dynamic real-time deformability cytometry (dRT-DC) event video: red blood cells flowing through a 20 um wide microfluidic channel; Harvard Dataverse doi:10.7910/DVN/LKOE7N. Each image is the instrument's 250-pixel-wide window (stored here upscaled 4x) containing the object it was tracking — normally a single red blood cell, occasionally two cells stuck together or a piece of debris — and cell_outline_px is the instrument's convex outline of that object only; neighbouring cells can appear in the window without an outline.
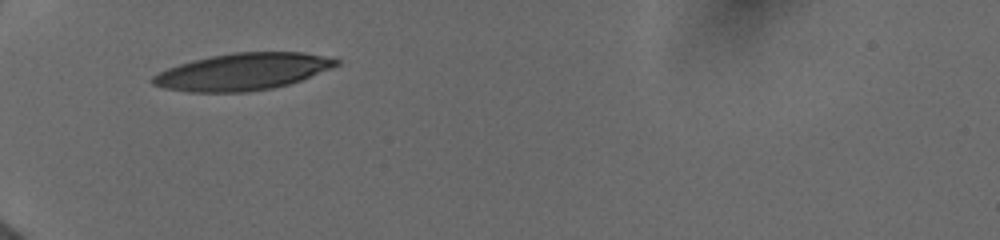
{"species": "human", "species_latin": "Homo sapiens", "temperature_condition": "cold", "stored_images_in_passage": 61, "camera_frame_rate_fps": 3000, "um_per_image_px": 0.085, "donor": {"sex": "female"}, "frame": {"image": 1, "passage_image": 1, "time_ms": 0.0, "image_size_px": [1000, 240], "cell_outline_px": [[340, 64], [332, 68], [300, 80], [288, 84], [272, 88], [248, 92], [188, 92], [164, 88], [152, 84], [148, 80], [152, 76], [168, 68], [192, 60], [232, 52], [304, 52], [340, 60]], "centroid_in_image_um": [20.6, 6.1], "position_along_channel_um": 64.4, "area_um2": 39.42}}
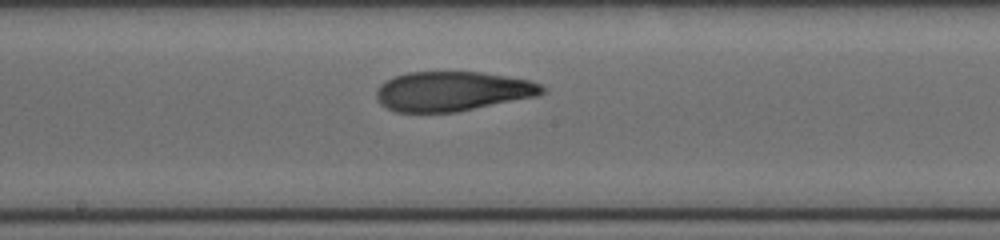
{"frame": {"image": 2, "passage_image": 22, "time_ms": 4.0, "image_size_px": [1000, 240], "cell_outline_px": [[548, 92], [536, 96], [456, 112], [396, 112], [380, 104], [376, 100], [376, 88], [380, 84], [396, 76], [408, 72], [480, 72], [532, 80], [548, 88]], "centroid_in_image_um": [38.48, 7.76], "position_along_channel_um": 209.7, "area_um2": 38.38}}
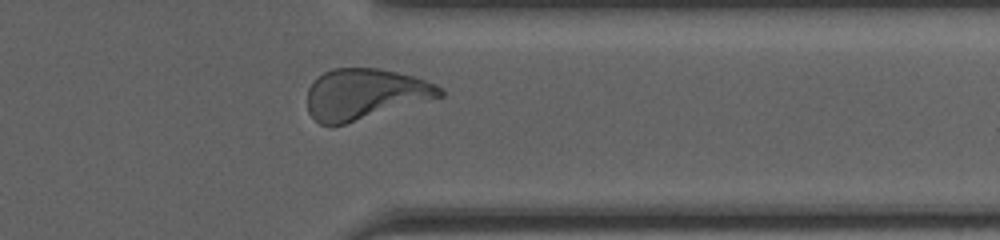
{"frame": {"image": 3, "passage_image": 51, "time_ms": 8.333, "image_size_px": [1000, 240], "cell_outline_px": [[444, 96], [344, 124], [320, 124], [308, 112], [308, 88], [324, 72], [332, 68], [376, 68], [416, 76], [436, 84], [444, 92]], "centroid_in_image_um": [31.04, 7.98], "position_along_channel_um": 380.4, "area_um2": 38.84}, "authors_computed_cell_mechanics": {"area_um2": 38.7838, "velocity_mm_per_s": 3.9426, "shape_relaxation_time_tau1_ms": 8.166, "shape_relaxation_time_tau2_ms": 1.7083, "deformation_change_tau1": 0.2513, "deformation_change_tau2": 0.0961}}